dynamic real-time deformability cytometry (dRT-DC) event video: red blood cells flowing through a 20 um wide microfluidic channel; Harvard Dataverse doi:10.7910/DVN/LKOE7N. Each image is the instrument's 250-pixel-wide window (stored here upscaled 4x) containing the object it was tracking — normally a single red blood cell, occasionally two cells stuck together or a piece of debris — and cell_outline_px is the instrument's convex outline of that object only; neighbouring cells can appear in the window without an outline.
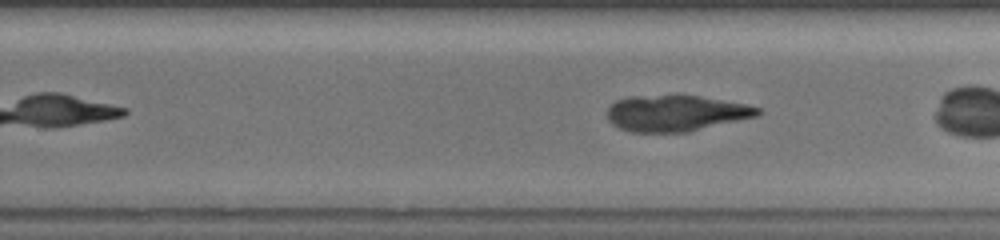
{"species": "common noctule bat (a hibernating species)", "species_latin": "Nyctalus noctula", "temperature_condition": "warm", "stored_images_in_passage": 25, "camera_frame_rate_fps": 3000, "um_per_image_px": 0.085, "animal": {"sex": "female", "body_mass_g": 19.5, "forearm_length_mm": 54.1}, "frame": {"image": 1, "passage_image": 15, "time_ms": 4.667, "image_size_px": [1000, 240], "cell_outline_px": [[760, 112], [756, 116], [688, 132], [632, 132], [620, 128], [612, 124], [608, 120], [608, 108], [616, 100], [632, 96], [700, 96], [744, 104], [760, 108]], "centroid_in_image_um": [57.42, 9.63], "position_along_channel_um": 272.4, "area_um2": 31.15}}